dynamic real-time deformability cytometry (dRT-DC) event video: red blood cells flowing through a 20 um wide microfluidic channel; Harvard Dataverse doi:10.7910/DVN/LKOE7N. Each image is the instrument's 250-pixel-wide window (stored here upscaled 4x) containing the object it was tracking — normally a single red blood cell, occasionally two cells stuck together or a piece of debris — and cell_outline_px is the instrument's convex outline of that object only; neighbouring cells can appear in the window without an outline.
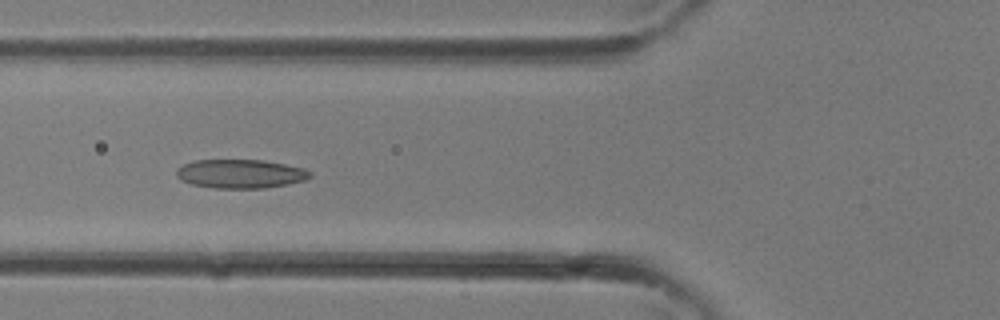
{"species": "common noctule bat (a hibernating species)", "species_latin": "Nyctalus noctula", "temperature_condition": "room temperature", "stored_images_in_passage": 33, "camera_frame_rate_fps": 3000, "um_per_image_px": 0.085, "animal": {"sex": "female"}, "frame": {"image": 1, "passage_image": 12, "time_ms": 3.667, "image_size_px": [1000, 320], "cell_outline_px": [[312, 176], [304, 180], [288, 184], [264, 188], [212, 188], [192, 184], [180, 180], [176, 176], [176, 168], [184, 164], [196, 160], [264, 160], [304, 168], [312, 172]], "centroid_in_image_um": [20.43, 14.77], "position_along_channel_um": 105.4, "area_um2": 22.54}}
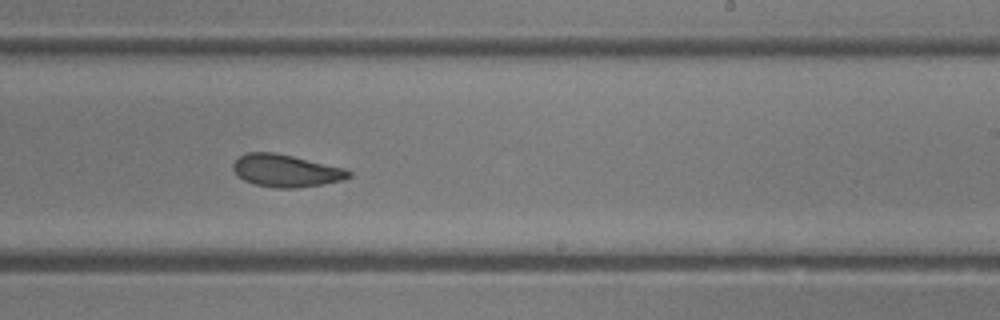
{"frame": {"image": 2, "passage_image": 20, "time_ms": 6.333, "image_size_px": [1000, 320], "cell_outline_px": [[352, 176], [340, 180], [324, 184], [296, 188], [276, 188], [256, 184], [244, 180], [232, 168], [232, 164], [240, 156], [248, 152], [272, 152], [292, 156], [344, 168], [352, 172]], "centroid_in_image_um": [24.31, 14.51], "position_along_channel_um": 264.7, "area_um2": 21.56}}
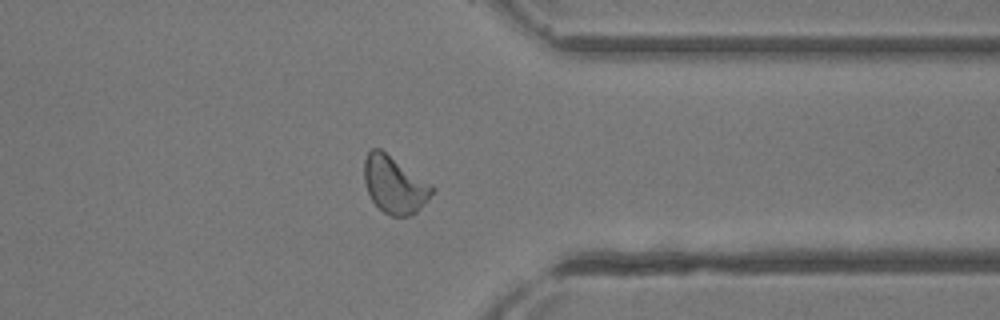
{"frame": {"image": 3, "passage_image": 26, "time_ms": 8.333, "image_size_px": [1000, 320], "cell_outline_px": [[436, 188], [428, 200], [416, 212], [408, 216], [392, 216], [384, 212], [372, 200], [368, 192], [364, 180], [364, 160], [368, 152], [372, 148], [380, 148], [432, 184]], "centroid_in_image_um": [33.54, 15.69], "position_along_channel_um": 377.9, "area_um2": 22.54}}